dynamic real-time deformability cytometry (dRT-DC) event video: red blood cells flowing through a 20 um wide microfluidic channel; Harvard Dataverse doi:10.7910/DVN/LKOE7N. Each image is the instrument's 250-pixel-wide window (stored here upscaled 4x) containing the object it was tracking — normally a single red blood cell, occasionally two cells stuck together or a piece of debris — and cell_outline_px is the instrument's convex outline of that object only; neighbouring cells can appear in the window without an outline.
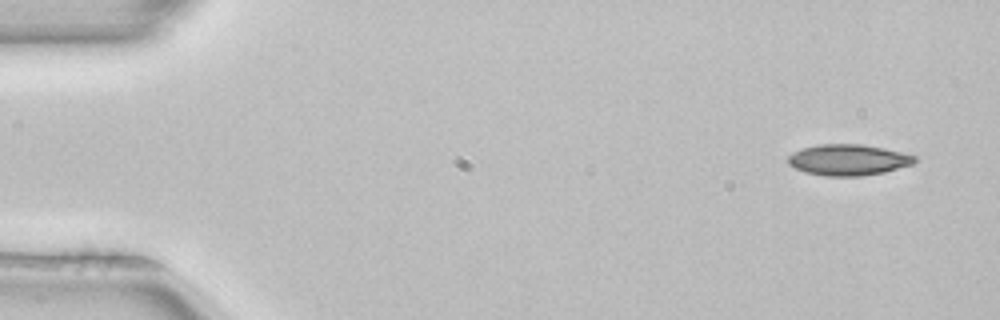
{"species": "common noctule bat (a hibernating species)", "species_latin": "Nyctalus noctula", "temperature_condition": "room temperature", "stored_images_in_passage": 3, "camera_frame_rate_fps": 3000, "um_per_image_px": 0.085, "animal": {"sex": "female", "body_mass_g": 22.7, "forearm_length_mm": 54.2}, "frame": {"image": 1, "passage_image": 1, "time_ms": 0.0, "image_size_px": [1000, 320], "cell_outline_px": [[920, 156], [912, 164], [884, 172], [860, 176], [824, 176], [804, 172], [788, 164], [788, 156], [792, 152], [800, 148], [820, 144], [860, 144], [884, 148], [904, 152]], "centroid_in_image_um": [72.11, 13.58], "position_along_channel_um": 12.9, "area_um2": 23.12}}